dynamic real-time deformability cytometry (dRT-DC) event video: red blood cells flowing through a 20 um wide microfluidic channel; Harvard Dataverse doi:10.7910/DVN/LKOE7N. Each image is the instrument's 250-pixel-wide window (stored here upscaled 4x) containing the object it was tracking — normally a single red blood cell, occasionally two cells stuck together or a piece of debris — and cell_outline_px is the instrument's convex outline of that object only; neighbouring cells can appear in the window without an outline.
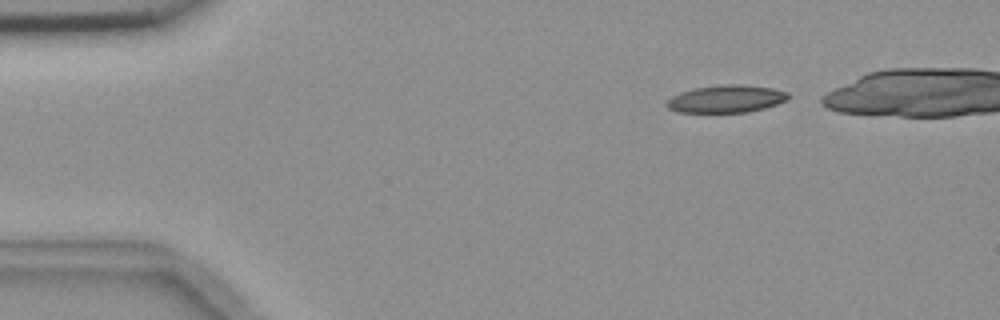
{"species": "common noctule bat (a hibernating species)", "species_latin": "Nyctalus noctula", "temperature_condition": "room temperature", "stored_images_in_passage": 12, "camera_frame_rate_fps": 3000, "um_per_image_px": 0.085, "animal": {"sex": "female", "body_mass_g": 18.4}, "frame": {"image": 1, "passage_image": 1, "time_ms": 0.0, "image_size_px": [1000, 320], "cell_outline_px": [[788, 100], [764, 108], [748, 112], [680, 112], [668, 108], [668, 100], [672, 96], [680, 92], [692, 88], [720, 84], [740, 84], [772, 88], [788, 92]], "centroid_in_image_um": [61.74, 8.39], "position_along_channel_um": 23.3, "area_um2": 19.42}}
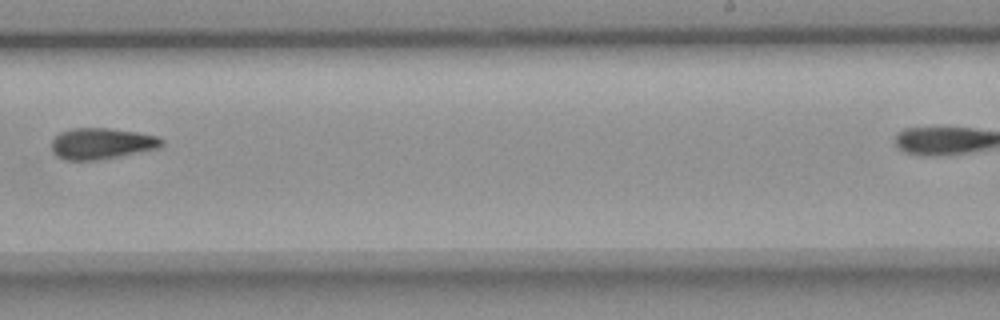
{"frame": {"image": 2, "passage_image": 8, "time_ms": 9.0, "image_size_px": [1000, 320], "cell_outline_px": [[164, 144], [160, 148], [96, 160], [64, 160], [56, 156], [52, 152], [52, 140], [60, 132], [72, 128], [108, 128], [136, 132], [156, 136], [164, 140]], "centroid_in_image_um": [8.62, 12.2], "position_along_channel_um": 280.4, "area_um2": 19.94}}
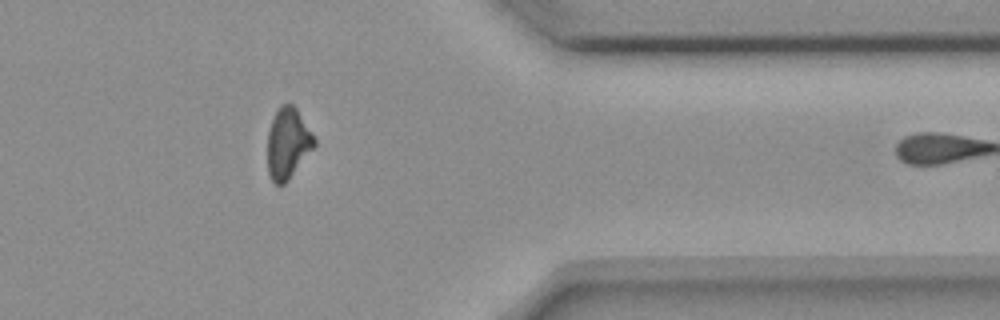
{"frame": {"image": 3, "passage_image": 11, "time_ms": 12.333, "image_size_px": [1000, 320], "cell_outline_px": [[316, 144], [288, 180], [284, 184], [276, 184], [272, 180], [268, 172], [268, 132], [272, 120], [280, 104], [292, 104], [296, 108], [316, 140]], "centroid_in_image_um": [24.46, 12.18], "position_along_channel_um": 386.9, "area_um2": 18.9}, "authors_computed_cell_mechanics": {"area_um2": 19.9988, "velocity_mm_per_s": 3.692, "shape_relaxation_time_tau1_ms": 10.8856, "shape_relaxation_time_tau2_ms": 5.0627, "deformation_change_tau1": 0.2274, "deformation_change_tau2": 0.1377}}